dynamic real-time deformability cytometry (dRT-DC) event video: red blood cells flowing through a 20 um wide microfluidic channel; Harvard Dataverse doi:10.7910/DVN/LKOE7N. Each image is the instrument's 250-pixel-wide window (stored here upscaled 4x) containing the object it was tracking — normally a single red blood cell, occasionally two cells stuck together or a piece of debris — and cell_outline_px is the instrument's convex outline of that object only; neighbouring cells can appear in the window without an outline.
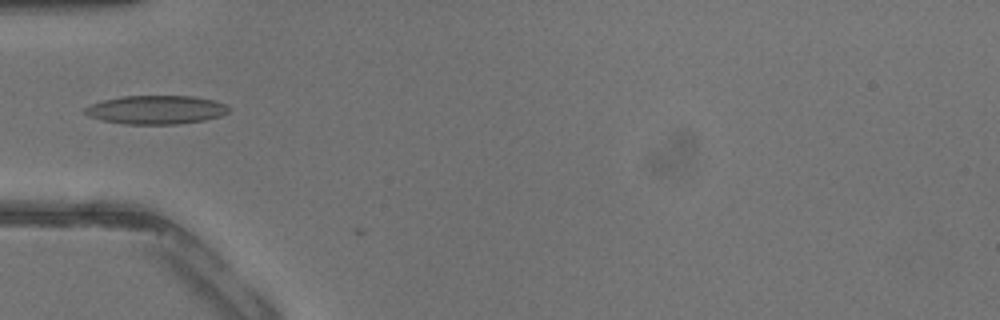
{"species": "common noctule bat (a hibernating species)", "species_latin": "Nyctalus noctula", "temperature_condition": "warm", "stored_images_in_passage": 2, "camera_frame_rate_fps": 3000, "um_per_image_px": 0.085, "animal": {"sex": "male", "body_mass_g": 13.3}, "frame": {"image": 1, "passage_image": 1, "time_ms": 0.0, "image_size_px": [1000, 320], "cell_outline_px": [[232, 108], [228, 112], [220, 116], [204, 120], [180, 124], [124, 124], [100, 120], [88, 116], [84, 112], [84, 108], [92, 104], [104, 100], [120, 96], [192, 96], [212, 100], [224, 104]], "centroid_in_image_um": [13.26, 9.33], "position_along_channel_um": 71.7, "area_um2": 24.04}}